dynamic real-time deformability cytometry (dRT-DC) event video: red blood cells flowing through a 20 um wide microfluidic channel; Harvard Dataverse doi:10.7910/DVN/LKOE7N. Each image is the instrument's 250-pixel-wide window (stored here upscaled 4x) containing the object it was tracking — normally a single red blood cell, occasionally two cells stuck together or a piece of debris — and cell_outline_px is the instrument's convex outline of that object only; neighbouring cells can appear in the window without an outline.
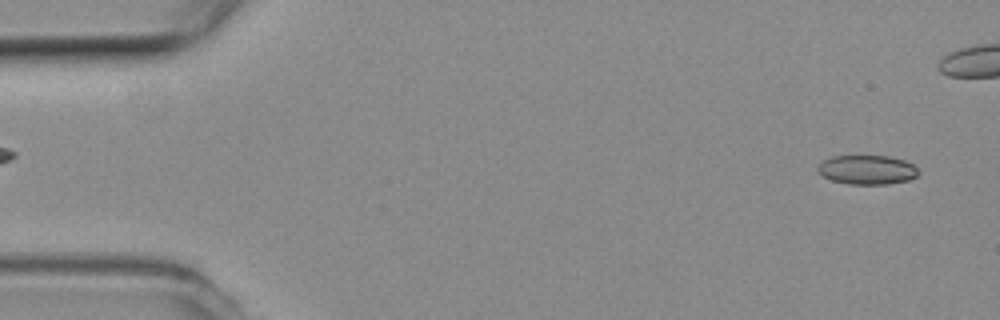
{"species": "common noctule bat (a hibernating species)", "species_latin": "Nyctalus noctula", "temperature_condition": "room temperature", "stored_images_in_passage": 2, "camera_frame_rate_fps": 3000, "um_per_image_px": 0.085, "animal": {"sex": "female", "body_mass_g": 19.3, "forearm_length_mm": 54.1}, "frame": {"image": 1, "passage_image": 2, "time_ms": 0.333, "image_size_px": [1000, 320], "cell_outline_px": [[920, 172], [916, 176], [908, 180], [888, 184], [848, 184], [832, 180], [816, 172], [816, 168], [824, 160], [832, 156], [888, 156], [904, 160], [912, 164]], "centroid_in_image_um": [73.69, 14.43], "position_along_channel_um": 11.3, "area_um2": 17.11}}